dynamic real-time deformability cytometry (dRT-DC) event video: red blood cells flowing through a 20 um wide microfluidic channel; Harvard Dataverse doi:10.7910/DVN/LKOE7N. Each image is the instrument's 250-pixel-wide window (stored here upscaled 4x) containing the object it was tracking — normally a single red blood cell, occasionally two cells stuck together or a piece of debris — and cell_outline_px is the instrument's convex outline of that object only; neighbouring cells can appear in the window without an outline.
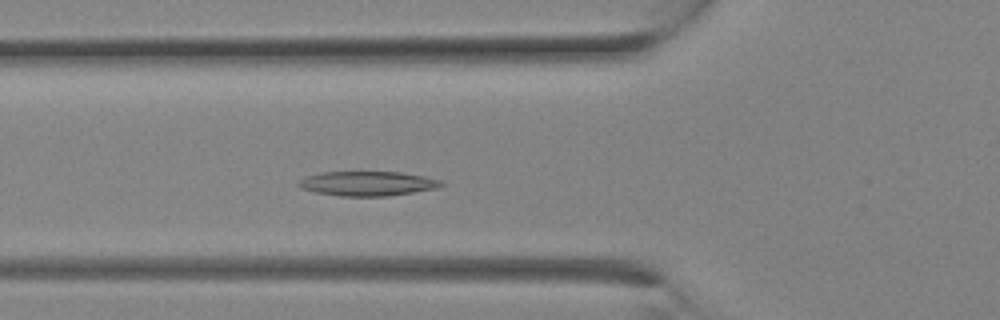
{"species": "Egyptian fruit bat (a non-hibernating species)", "species_latin": "Rousettus aegyptiacus", "temperature_condition": "room temperature", "stored_images_in_passage": 16, "camera_frame_rate_fps": 3000, "um_per_image_px": 0.085, "animal": {"sex": "female"}, "frame": {"image": 1, "passage_image": 9, "time_ms": 2.667, "image_size_px": [1000, 320], "cell_outline_px": [[444, 184], [440, 188], [388, 196], [340, 196], [316, 192], [300, 188], [296, 184], [304, 176], [320, 172], [400, 172], [424, 176], [440, 180]], "centroid_in_image_um": [31.23, 15.6], "position_along_channel_um": 94.6, "area_um2": 20.52}}
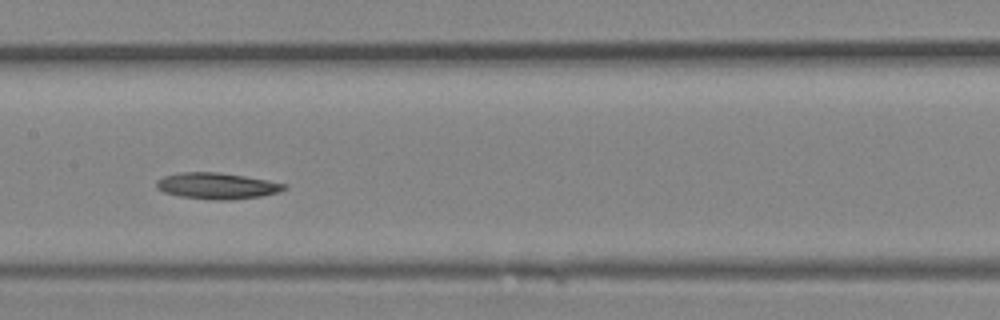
{"frame": {"image": 2, "passage_image": 13, "time_ms": 4.0, "image_size_px": [1000, 320], "cell_outline_px": [[288, 188], [276, 192], [260, 196], [232, 200], [216, 200], [180, 196], [164, 192], [156, 188], [156, 180], [164, 176], [180, 172], [216, 172], [244, 176], [268, 180], [288, 184]], "centroid_in_image_um": [18.44, 15.79], "position_along_channel_um": 189.0, "area_um2": 19.48}}
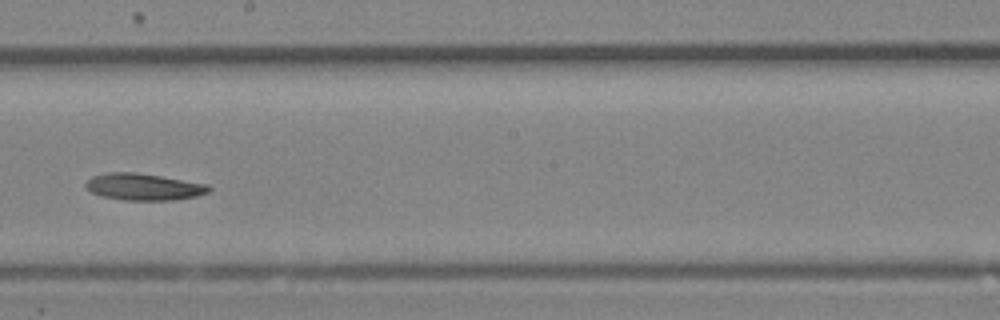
{"frame": {"image": 3, "passage_image": 15, "time_ms": 4.667, "image_size_px": [1000, 320], "cell_outline_px": [[212, 188], [208, 192], [196, 196], [172, 200], [124, 200], [100, 196], [92, 192], [84, 184], [92, 176], [108, 172], [136, 172], [208, 184]], "centroid_in_image_um": [12.21, 15.88], "position_along_channel_um": 236.0, "area_um2": 19.13}}